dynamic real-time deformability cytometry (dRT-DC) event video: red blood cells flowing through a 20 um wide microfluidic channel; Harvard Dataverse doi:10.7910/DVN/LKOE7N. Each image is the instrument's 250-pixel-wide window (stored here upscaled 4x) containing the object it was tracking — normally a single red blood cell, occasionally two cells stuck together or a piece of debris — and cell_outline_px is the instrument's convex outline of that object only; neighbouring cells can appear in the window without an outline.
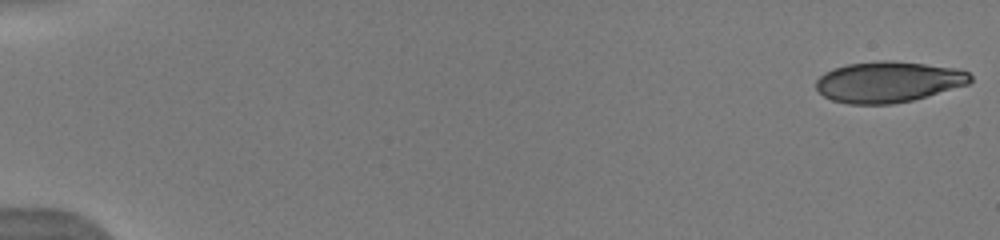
{"species": "human", "species_latin": "Homo sapiens", "temperature_condition": "warm", "stored_images_in_passage": 52, "camera_frame_rate_fps": 3000, "um_per_image_px": 0.085, "donor": {"sex": "male"}, "frame": {"image": 1, "passage_image": 1, "time_ms": 0.0, "image_size_px": [1000, 240], "cell_outline_px": [[972, 80], [968, 84], [912, 100], [892, 104], [848, 104], [832, 100], [824, 96], [816, 88], [816, 80], [824, 72], [832, 68], [848, 64], [876, 60], [892, 60], [956, 68], [968, 72], [972, 76]], "centroid_in_image_um": [75.48, 6.95], "position_along_channel_um": 9.5, "area_um2": 36.82}}
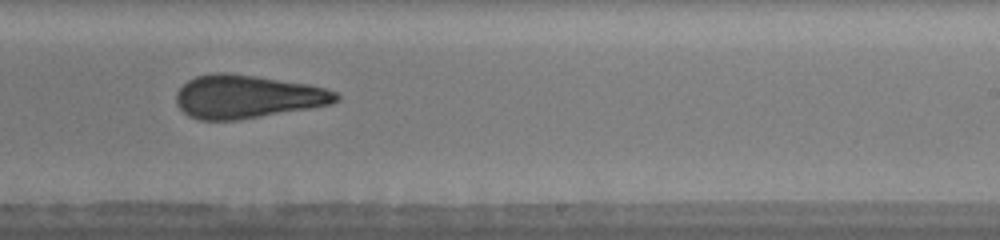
{"frame": {"image": 2, "passage_image": 34, "time_ms": 11.0, "image_size_px": [1000, 240], "cell_outline_px": [[340, 100], [332, 104], [236, 120], [200, 120], [188, 116], [176, 104], [176, 92], [188, 80], [196, 76], [212, 72], [228, 72], [256, 76], [308, 84], [324, 88], [336, 92], [340, 96]], "centroid_in_image_um": [20.99, 8.2], "position_along_channel_um": 268.0, "area_um2": 40.23}}
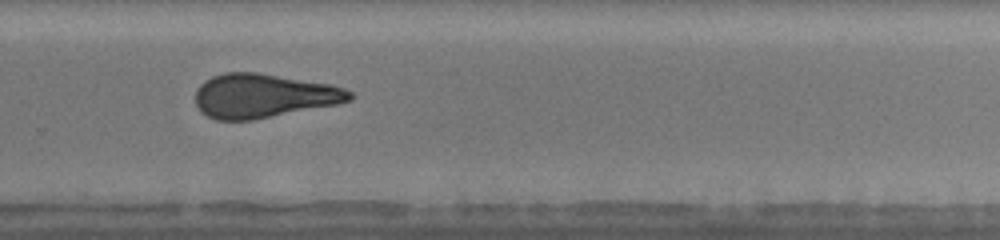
{"frame": {"image": 3, "passage_image": 37, "time_ms": 12.0, "image_size_px": [1000, 240], "cell_outline_px": [[352, 100], [340, 104], [252, 120], [216, 120], [200, 112], [196, 104], [196, 88], [204, 80], [212, 76], [224, 72], [256, 72], [332, 84], [344, 88], [352, 92]], "centroid_in_image_um": [22.4, 8.14], "position_along_channel_um": 307.4, "area_um2": 39.88}, "authors_computed_cell_mechanics": {"area_um2": 39.5063, "velocity_mm_per_s": 3.9688, "shape_relaxation_time_tau1_ms": 8.2187, "shape_relaxation_time_tau2_ms": 1.9111, "deformation_change_tau1": 0.2357, "deformation_change_tau2": 0.1099}}